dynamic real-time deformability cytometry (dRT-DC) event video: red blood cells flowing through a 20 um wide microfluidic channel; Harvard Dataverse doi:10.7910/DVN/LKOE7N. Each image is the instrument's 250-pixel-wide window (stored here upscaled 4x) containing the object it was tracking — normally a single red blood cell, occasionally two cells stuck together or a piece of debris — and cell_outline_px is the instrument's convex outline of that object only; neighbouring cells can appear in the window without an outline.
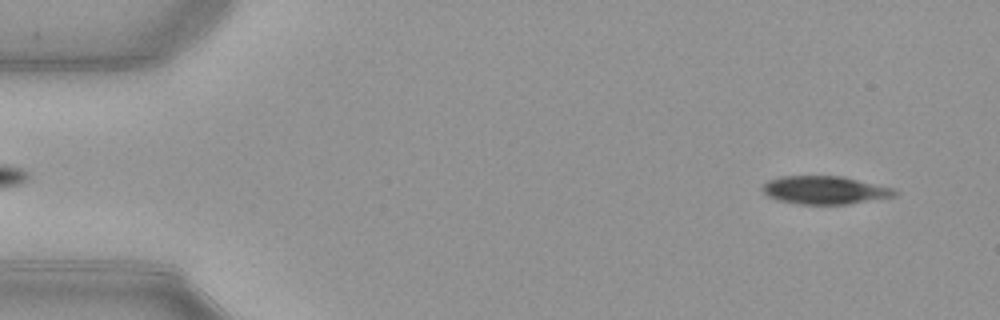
{"species": "common noctule bat (a hibernating species)", "species_latin": "Nyctalus noctula", "temperature_condition": "warm", "stored_images_in_passage": 51, "camera_frame_rate_fps": 3000, "um_per_image_px": 0.085, "animal": {"sex": "female", "body_mass_g": 21.9}, "frame": {"image": 1, "passage_image": 3, "time_ms": 0.667, "image_size_px": [1000, 320], "cell_outline_px": [[896, 196], [848, 204], [796, 204], [776, 200], [768, 196], [760, 188], [768, 180], [780, 176], [844, 176], [892, 188], [896, 192]], "centroid_in_image_um": [70.06, 16.16], "position_along_channel_um": 14.9, "area_um2": 21.68}}
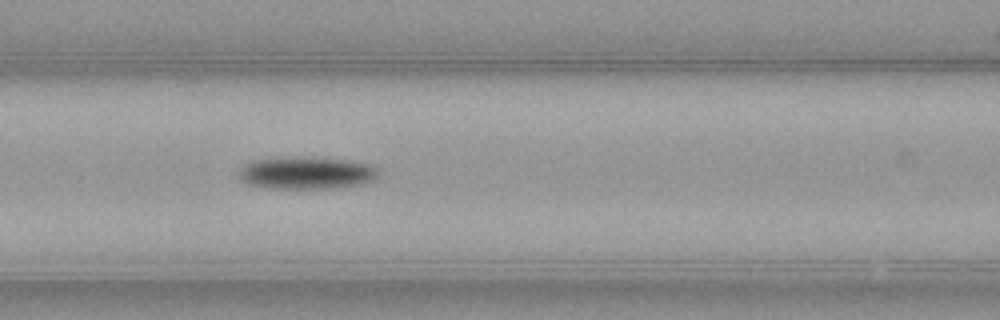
{"frame": {"image": 2, "passage_image": 21, "time_ms": 6.667, "image_size_px": [1000, 320], "cell_outline_px": [[376, 176], [372, 180], [360, 184], [332, 188], [268, 188], [248, 184], [240, 180], [240, 168], [244, 164], [256, 160], [296, 156], [300, 156], [352, 160], [368, 164], [376, 168]], "centroid_in_image_um": [26.01, 14.69], "position_along_channel_um": 140.6, "area_um2": 26.18}}
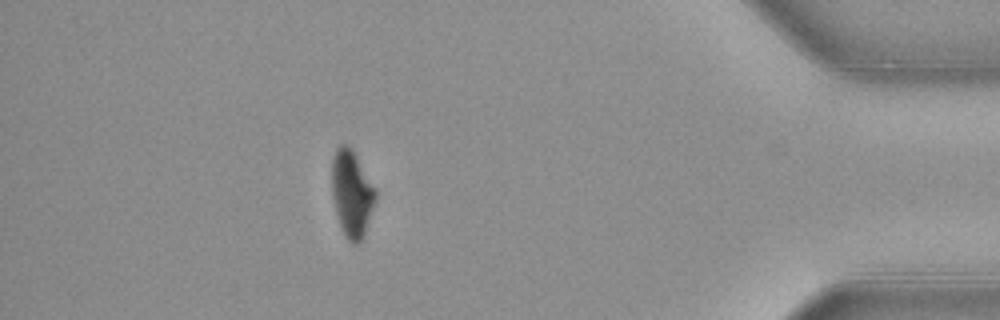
{"frame": {"image": 3, "passage_image": 45, "time_ms": 14.667, "image_size_px": [1000, 320], "cell_outline_px": [[376, 200], [364, 236], [356, 244], [352, 244], [344, 236], [336, 212], [332, 196], [332, 160], [336, 148], [340, 144], [348, 144], [352, 148], [376, 188]], "centroid_in_image_um": [29.91, 16.43], "position_along_channel_um": 405.3, "area_um2": 22.2}, "authors_computed_cell_mechanics": {"area_um2": 23.8714, "velocity_mm_per_s": 3.944, "shape_relaxation_time_tau1_ms": 2.5373, "shape_relaxation_time_tau2_ms": null, "deformation_change_tau1": 0.1346, "deformation_change_tau2": null}}